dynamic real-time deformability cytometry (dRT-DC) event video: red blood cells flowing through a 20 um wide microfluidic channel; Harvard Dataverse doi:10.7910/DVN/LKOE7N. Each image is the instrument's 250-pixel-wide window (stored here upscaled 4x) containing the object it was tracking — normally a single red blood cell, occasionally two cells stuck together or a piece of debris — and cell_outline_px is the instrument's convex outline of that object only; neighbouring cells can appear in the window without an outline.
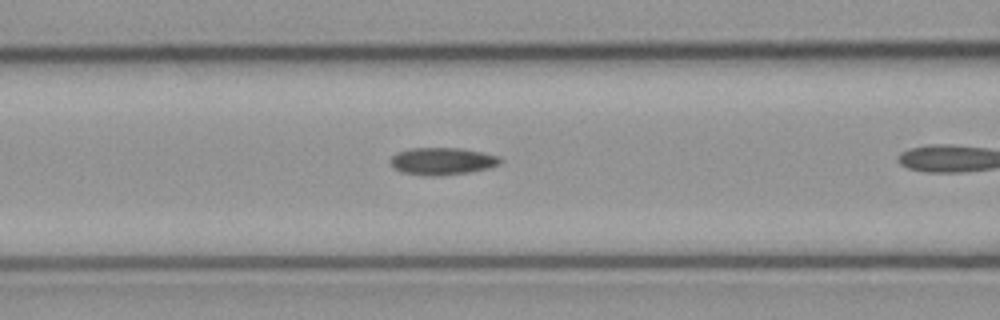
{"species": "common noctule bat (a hibernating species)", "species_latin": "Nyctalus noctula", "temperature_condition": "cold", "stored_images_in_passage": 13, "camera_frame_rate_fps": 3000, "um_per_image_px": 0.085, "animal": {"sex": "male", "body_mass_g": 23.1, "forearm_length_mm": 52.7}, "frame": {"image": 1, "passage_image": 3, "time_ms": 0.667, "image_size_px": [1000, 320], "cell_outline_px": [[500, 164], [488, 168], [468, 172], [440, 176], [424, 176], [400, 172], [392, 168], [388, 160], [396, 152], [408, 148], [460, 148], [500, 156]], "centroid_in_image_um": [37.5, 13.71], "position_along_channel_um": 129.1, "area_um2": 17.69}}
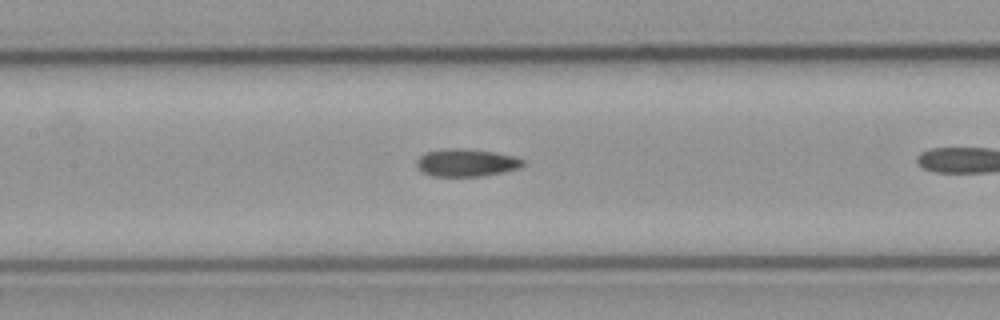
{"frame": {"image": 2, "passage_image": 6, "time_ms": 1.667, "image_size_px": [1000, 320], "cell_outline_px": [[524, 164], [520, 168], [504, 172], [480, 176], [432, 176], [420, 172], [416, 164], [416, 160], [420, 156], [428, 152], [452, 148], [460, 148], [492, 152], [512, 156], [524, 160]], "centroid_in_image_um": [39.62, 13.84], "position_along_channel_um": 167.8, "area_um2": 16.94}}